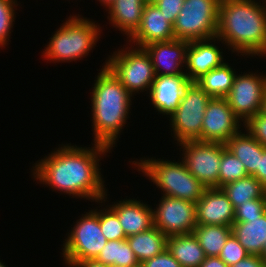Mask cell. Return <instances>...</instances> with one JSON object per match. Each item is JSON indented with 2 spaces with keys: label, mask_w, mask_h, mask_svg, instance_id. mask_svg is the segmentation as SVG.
Returning <instances> with one entry per match:
<instances>
[{
  "label": "cell",
  "mask_w": 266,
  "mask_h": 267,
  "mask_svg": "<svg viewBox=\"0 0 266 267\" xmlns=\"http://www.w3.org/2000/svg\"><path fill=\"white\" fill-rule=\"evenodd\" d=\"M245 132L242 133L240 130L225 143V146L243 163L247 174L253 176L259 168L260 154L266 147L247 130Z\"/></svg>",
  "instance_id": "44dd1931"
},
{
  "label": "cell",
  "mask_w": 266,
  "mask_h": 267,
  "mask_svg": "<svg viewBox=\"0 0 266 267\" xmlns=\"http://www.w3.org/2000/svg\"><path fill=\"white\" fill-rule=\"evenodd\" d=\"M132 46L113 52L106 59V66L133 96L139 91L148 93L156 73L146 50Z\"/></svg>",
  "instance_id": "8992f818"
},
{
  "label": "cell",
  "mask_w": 266,
  "mask_h": 267,
  "mask_svg": "<svg viewBox=\"0 0 266 267\" xmlns=\"http://www.w3.org/2000/svg\"><path fill=\"white\" fill-rule=\"evenodd\" d=\"M210 99L196 82L189 83L178 108L169 117L176 144L201 141L202 120Z\"/></svg>",
  "instance_id": "9c48e42d"
},
{
  "label": "cell",
  "mask_w": 266,
  "mask_h": 267,
  "mask_svg": "<svg viewBox=\"0 0 266 267\" xmlns=\"http://www.w3.org/2000/svg\"><path fill=\"white\" fill-rule=\"evenodd\" d=\"M117 216L126 237L154 226L153 208L137 199H123L107 205Z\"/></svg>",
  "instance_id": "d6986e66"
},
{
  "label": "cell",
  "mask_w": 266,
  "mask_h": 267,
  "mask_svg": "<svg viewBox=\"0 0 266 267\" xmlns=\"http://www.w3.org/2000/svg\"><path fill=\"white\" fill-rule=\"evenodd\" d=\"M146 4L155 3L157 0H144Z\"/></svg>",
  "instance_id": "ee69618b"
},
{
  "label": "cell",
  "mask_w": 266,
  "mask_h": 267,
  "mask_svg": "<svg viewBox=\"0 0 266 267\" xmlns=\"http://www.w3.org/2000/svg\"><path fill=\"white\" fill-rule=\"evenodd\" d=\"M189 42L179 39L153 42L143 48L149 54L156 75L185 74ZM183 67V68H182Z\"/></svg>",
  "instance_id": "5bb4252c"
},
{
  "label": "cell",
  "mask_w": 266,
  "mask_h": 267,
  "mask_svg": "<svg viewBox=\"0 0 266 267\" xmlns=\"http://www.w3.org/2000/svg\"><path fill=\"white\" fill-rule=\"evenodd\" d=\"M243 126L257 141L266 147V115L260 112Z\"/></svg>",
  "instance_id": "836d02e7"
},
{
  "label": "cell",
  "mask_w": 266,
  "mask_h": 267,
  "mask_svg": "<svg viewBox=\"0 0 266 267\" xmlns=\"http://www.w3.org/2000/svg\"><path fill=\"white\" fill-rule=\"evenodd\" d=\"M221 189L228 196L235 209L239 205L245 204L247 200L266 199V189L254 176L250 175L227 183Z\"/></svg>",
  "instance_id": "484cf974"
},
{
  "label": "cell",
  "mask_w": 266,
  "mask_h": 267,
  "mask_svg": "<svg viewBox=\"0 0 266 267\" xmlns=\"http://www.w3.org/2000/svg\"><path fill=\"white\" fill-rule=\"evenodd\" d=\"M144 159L132 164L162 190V195L196 203L207 188L187 170L182 159L181 162Z\"/></svg>",
  "instance_id": "5b68a950"
},
{
  "label": "cell",
  "mask_w": 266,
  "mask_h": 267,
  "mask_svg": "<svg viewBox=\"0 0 266 267\" xmlns=\"http://www.w3.org/2000/svg\"><path fill=\"white\" fill-rule=\"evenodd\" d=\"M0 267H6V265H4V263H2L1 261H0ZM8 267V266H7Z\"/></svg>",
  "instance_id": "f6af8a7d"
},
{
  "label": "cell",
  "mask_w": 266,
  "mask_h": 267,
  "mask_svg": "<svg viewBox=\"0 0 266 267\" xmlns=\"http://www.w3.org/2000/svg\"><path fill=\"white\" fill-rule=\"evenodd\" d=\"M82 15H71L55 31L43 51L44 59L52 62H72L88 55L98 39L101 27Z\"/></svg>",
  "instance_id": "277c9868"
},
{
  "label": "cell",
  "mask_w": 266,
  "mask_h": 267,
  "mask_svg": "<svg viewBox=\"0 0 266 267\" xmlns=\"http://www.w3.org/2000/svg\"><path fill=\"white\" fill-rule=\"evenodd\" d=\"M173 39H175L173 25L166 20L165 15L154 3L146 4L139 29L129 39V42L143 48L153 42Z\"/></svg>",
  "instance_id": "ac0fdd59"
},
{
  "label": "cell",
  "mask_w": 266,
  "mask_h": 267,
  "mask_svg": "<svg viewBox=\"0 0 266 267\" xmlns=\"http://www.w3.org/2000/svg\"><path fill=\"white\" fill-rule=\"evenodd\" d=\"M266 94V74H237L229 94L225 97L237 118L245 125L260 113Z\"/></svg>",
  "instance_id": "8fae6325"
},
{
  "label": "cell",
  "mask_w": 266,
  "mask_h": 267,
  "mask_svg": "<svg viewBox=\"0 0 266 267\" xmlns=\"http://www.w3.org/2000/svg\"><path fill=\"white\" fill-rule=\"evenodd\" d=\"M220 0H185L173 25L175 39L206 40L216 37Z\"/></svg>",
  "instance_id": "ba28073f"
},
{
  "label": "cell",
  "mask_w": 266,
  "mask_h": 267,
  "mask_svg": "<svg viewBox=\"0 0 266 267\" xmlns=\"http://www.w3.org/2000/svg\"><path fill=\"white\" fill-rule=\"evenodd\" d=\"M232 234L250 255H260L266 242V212L248 222H234Z\"/></svg>",
  "instance_id": "603a6c76"
},
{
  "label": "cell",
  "mask_w": 266,
  "mask_h": 267,
  "mask_svg": "<svg viewBox=\"0 0 266 267\" xmlns=\"http://www.w3.org/2000/svg\"><path fill=\"white\" fill-rule=\"evenodd\" d=\"M95 260L112 267H135L140 264L127 239L108 241Z\"/></svg>",
  "instance_id": "83f0119b"
},
{
  "label": "cell",
  "mask_w": 266,
  "mask_h": 267,
  "mask_svg": "<svg viewBox=\"0 0 266 267\" xmlns=\"http://www.w3.org/2000/svg\"><path fill=\"white\" fill-rule=\"evenodd\" d=\"M142 265L144 267H182L168 249L153 258L145 260Z\"/></svg>",
  "instance_id": "d590c367"
},
{
  "label": "cell",
  "mask_w": 266,
  "mask_h": 267,
  "mask_svg": "<svg viewBox=\"0 0 266 267\" xmlns=\"http://www.w3.org/2000/svg\"><path fill=\"white\" fill-rule=\"evenodd\" d=\"M145 5L144 0H114L106 9L109 24L126 34L129 40L139 29Z\"/></svg>",
  "instance_id": "ffe728a7"
},
{
  "label": "cell",
  "mask_w": 266,
  "mask_h": 267,
  "mask_svg": "<svg viewBox=\"0 0 266 267\" xmlns=\"http://www.w3.org/2000/svg\"><path fill=\"white\" fill-rule=\"evenodd\" d=\"M135 267H144V266L142 265V263H140L139 265H137Z\"/></svg>",
  "instance_id": "bcb514c9"
},
{
  "label": "cell",
  "mask_w": 266,
  "mask_h": 267,
  "mask_svg": "<svg viewBox=\"0 0 266 267\" xmlns=\"http://www.w3.org/2000/svg\"><path fill=\"white\" fill-rule=\"evenodd\" d=\"M64 240L62 254L68 267L78 262L95 260L108 242L101 231L99 210L91 209L82 214Z\"/></svg>",
  "instance_id": "52a82bcc"
},
{
  "label": "cell",
  "mask_w": 266,
  "mask_h": 267,
  "mask_svg": "<svg viewBox=\"0 0 266 267\" xmlns=\"http://www.w3.org/2000/svg\"><path fill=\"white\" fill-rule=\"evenodd\" d=\"M100 227L105 238L110 240H124L126 235L119 222L118 216L107 206L99 209Z\"/></svg>",
  "instance_id": "f546056e"
},
{
  "label": "cell",
  "mask_w": 266,
  "mask_h": 267,
  "mask_svg": "<svg viewBox=\"0 0 266 267\" xmlns=\"http://www.w3.org/2000/svg\"><path fill=\"white\" fill-rule=\"evenodd\" d=\"M216 41H219L217 37L189 42L185 74L191 82H196L204 74L224 63L223 52L220 51L223 49L215 45Z\"/></svg>",
  "instance_id": "2e32d148"
},
{
  "label": "cell",
  "mask_w": 266,
  "mask_h": 267,
  "mask_svg": "<svg viewBox=\"0 0 266 267\" xmlns=\"http://www.w3.org/2000/svg\"><path fill=\"white\" fill-rule=\"evenodd\" d=\"M230 267H266V261L260 255H248Z\"/></svg>",
  "instance_id": "8d00e7d4"
},
{
  "label": "cell",
  "mask_w": 266,
  "mask_h": 267,
  "mask_svg": "<svg viewBox=\"0 0 266 267\" xmlns=\"http://www.w3.org/2000/svg\"><path fill=\"white\" fill-rule=\"evenodd\" d=\"M197 225L232 226L235 208L221 188H206L195 203Z\"/></svg>",
  "instance_id": "9a60e30c"
},
{
  "label": "cell",
  "mask_w": 266,
  "mask_h": 267,
  "mask_svg": "<svg viewBox=\"0 0 266 267\" xmlns=\"http://www.w3.org/2000/svg\"><path fill=\"white\" fill-rule=\"evenodd\" d=\"M193 234L207 257L219 256L228 237L232 234L231 226L197 225Z\"/></svg>",
  "instance_id": "4316f807"
},
{
  "label": "cell",
  "mask_w": 266,
  "mask_h": 267,
  "mask_svg": "<svg viewBox=\"0 0 266 267\" xmlns=\"http://www.w3.org/2000/svg\"><path fill=\"white\" fill-rule=\"evenodd\" d=\"M155 208L154 226L167 237L193 233L197 226L194 202L163 195Z\"/></svg>",
  "instance_id": "7c38bea8"
},
{
  "label": "cell",
  "mask_w": 266,
  "mask_h": 267,
  "mask_svg": "<svg viewBox=\"0 0 266 267\" xmlns=\"http://www.w3.org/2000/svg\"><path fill=\"white\" fill-rule=\"evenodd\" d=\"M17 0H0V47L6 46L10 41L11 29L15 22V10L17 9ZM16 7V8H15ZM15 8V9H14Z\"/></svg>",
  "instance_id": "4dcf8cb0"
},
{
  "label": "cell",
  "mask_w": 266,
  "mask_h": 267,
  "mask_svg": "<svg viewBox=\"0 0 266 267\" xmlns=\"http://www.w3.org/2000/svg\"><path fill=\"white\" fill-rule=\"evenodd\" d=\"M167 236L157 227L127 237L128 244L140 263L167 249Z\"/></svg>",
  "instance_id": "cb8c5ba5"
},
{
  "label": "cell",
  "mask_w": 266,
  "mask_h": 267,
  "mask_svg": "<svg viewBox=\"0 0 266 267\" xmlns=\"http://www.w3.org/2000/svg\"><path fill=\"white\" fill-rule=\"evenodd\" d=\"M260 256L266 261V242L263 244Z\"/></svg>",
  "instance_id": "7bdbcfd3"
},
{
  "label": "cell",
  "mask_w": 266,
  "mask_h": 267,
  "mask_svg": "<svg viewBox=\"0 0 266 267\" xmlns=\"http://www.w3.org/2000/svg\"><path fill=\"white\" fill-rule=\"evenodd\" d=\"M55 150L34 164V179L73 198L106 202L107 190L104 188L99 158L108 151L110 153L111 149L94 143L92 148L62 144Z\"/></svg>",
  "instance_id": "6da1fadb"
},
{
  "label": "cell",
  "mask_w": 266,
  "mask_h": 267,
  "mask_svg": "<svg viewBox=\"0 0 266 267\" xmlns=\"http://www.w3.org/2000/svg\"><path fill=\"white\" fill-rule=\"evenodd\" d=\"M99 2H101V5L106 8H109V6L113 3L114 0H98Z\"/></svg>",
  "instance_id": "60d3db41"
},
{
  "label": "cell",
  "mask_w": 266,
  "mask_h": 267,
  "mask_svg": "<svg viewBox=\"0 0 266 267\" xmlns=\"http://www.w3.org/2000/svg\"><path fill=\"white\" fill-rule=\"evenodd\" d=\"M225 98H211L202 120L201 141L225 144L242 126Z\"/></svg>",
  "instance_id": "4fadbf2b"
},
{
  "label": "cell",
  "mask_w": 266,
  "mask_h": 267,
  "mask_svg": "<svg viewBox=\"0 0 266 267\" xmlns=\"http://www.w3.org/2000/svg\"><path fill=\"white\" fill-rule=\"evenodd\" d=\"M266 189V148L263 153L260 154L259 168H257L256 173L253 175Z\"/></svg>",
  "instance_id": "74e56055"
},
{
  "label": "cell",
  "mask_w": 266,
  "mask_h": 267,
  "mask_svg": "<svg viewBox=\"0 0 266 267\" xmlns=\"http://www.w3.org/2000/svg\"><path fill=\"white\" fill-rule=\"evenodd\" d=\"M185 0H157L154 4L165 15L166 20L174 25Z\"/></svg>",
  "instance_id": "e575fe53"
},
{
  "label": "cell",
  "mask_w": 266,
  "mask_h": 267,
  "mask_svg": "<svg viewBox=\"0 0 266 267\" xmlns=\"http://www.w3.org/2000/svg\"><path fill=\"white\" fill-rule=\"evenodd\" d=\"M178 146L187 170L207 188H219V170L223 143L199 140L184 141Z\"/></svg>",
  "instance_id": "30bf717a"
},
{
  "label": "cell",
  "mask_w": 266,
  "mask_h": 267,
  "mask_svg": "<svg viewBox=\"0 0 266 267\" xmlns=\"http://www.w3.org/2000/svg\"><path fill=\"white\" fill-rule=\"evenodd\" d=\"M73 267H112L98 262L97 260H86L76 263Z\"/></svg>",
  "instance_id": "ab89813d"
},
{
  "label": "cell",
  "mask_w": 266,
  "mask_h": 267,
  "mask_svg": "<svg viewBox=\"0 0 266 267\" xmlns=\"http://www.w3.org/2000/svg\"><path fill=\"white\" fill-rule=\"evenodd\" d=\"M216 37L233 53L266 57V2L220 0Z\"/></svg>",
  "instance_id": "7a4b0ae2"
},
{
  "label": "cell",
  "mask_w": 266,
  "mask_h": 267,
  "mask_svg": "<svg viewBox=\"0 0 266 267\" xmlns=\"http://www.w3.org/2000/svg\"><path fill=\"white\" fill-rule=\"evenodd\" d=\"M191 81L186 74L156 75L149 90L154 108L163 115H171L179 106Z\"/></svg>",
  "instance_id": "e0dca14e"
},
{
  "label": "cell",
  "mask_w": 266,
  "mask_h": 267,
  "mask_svg": "<svg viewBox=\"0 0 266 267\" xmlns=\"http://www.w3.org/2000/svg\"><path fill=\"white\" fill-rule=\"evenodd\" d=\"M94 81L91 93L93 142L112 149L129 118L133 96L106 66V61Z\"/></svg>",
  "instance_id": "3957f363"
},
{
  "label": "cell",
  "mask_w": 266,
  "mask_h": 267,
  "mask_svg": "<svg viewBox=\"0 0 266 267\" xmlns=\"http://www.w3.org/2000/svg\"><path fill=\"white\" fill-rule=\"evenodd\" d=\"M249 253L240 244L236 237L231 234L223 246L219 257L230 267L240 260L245 259Z\"/></svg>",
  "instance_id": "d6a6232c"
},
{
  "label": "cell",
  "mask_w": 266,
  "mask_h": 267,
  "mask_svg": "<svg viewBox=\"0 0 266 267\" xmlns=\"http://www.w3.org/2000/svg\"><path fill=\"white\" fill-rule=\"evenodd\" d=\"M199 267H229L219 256L206 257Z\"/></svg>",
  "instance_id": "f35d334b"
},
{
  "label": "cell",
  "mask_w": 266,
  "mask_h": 267,
  "mask_svg": "<svg viewBox=\"0 0 266 267\" xmlns=\"http://www.w3.org/2000/svg\"><path fill=\"white\" fill-rule=\"evenodd\" d=\"M167 249L182 267H199L207 257L193 233L169 236Z\"/></svg>",
  "instance_id": "7402d4cb"
},
{
  "label": "cell",
  "mask_w": 266,
  "mask_h": 267,
  "mask_svg": "<svg viewBox=\"0 0 266 267\" xmlns=\"http://www.w3.org/2000/svg\"><path fill=\"white\" fill-rule=\"evenodd\" d=\"M266 212V199L247 200L235 209L234 222H248L260 218Z\"/></svg>",
  "instance_id": "1f68e13d"
},
{
  "label": "cell",
  "mask_w": 266,
  "mask_h": 267,
  "mask_svg": "<svg viewBox=\"0 0 266 267\" xmlns=\"http://www.w3.org/2000/svg\"><path fill=\"white\" fill-rule=\"evenodd\" d=\"M248 176L243 163L233 155L227 148L222 151L220 170H219V188L227 183L237 181Z\"/></svg>",
  "instance_id": "f1b7e54d"
},
{
  "label": "cell",
  "mask_w": 266,
  "mask_h": 267,
  "mask_svg": "<svg viewBox=\"0 0 266 267\" xmlns=\"http://www.w3.org/2000/svg\"><path fill=\"white\" fill-rule=\"evenodd\" d=\"M262 114L266 115V94L264 96V100H263V103H262V108H261V111H260Z\"/></svg>",
  "instance_id": "b9f144b4"
},
{
  "label": "cell",
  "mask_w": 266,
  "mask_h": 267,
  "mask_svg": "<svg viewBox=\"0 0 266 267\" xmlns=\"http://www.w3.org/2000/svg\"><path fill=\"white\" fill-rule=\"evenodd\" d=\"M236 71L226 62L210 70L199 78L196 83L211 97L225 98L233 85Z\"/></svg>",
  "instance_id": "d4e9b609"
}]
</instances>
